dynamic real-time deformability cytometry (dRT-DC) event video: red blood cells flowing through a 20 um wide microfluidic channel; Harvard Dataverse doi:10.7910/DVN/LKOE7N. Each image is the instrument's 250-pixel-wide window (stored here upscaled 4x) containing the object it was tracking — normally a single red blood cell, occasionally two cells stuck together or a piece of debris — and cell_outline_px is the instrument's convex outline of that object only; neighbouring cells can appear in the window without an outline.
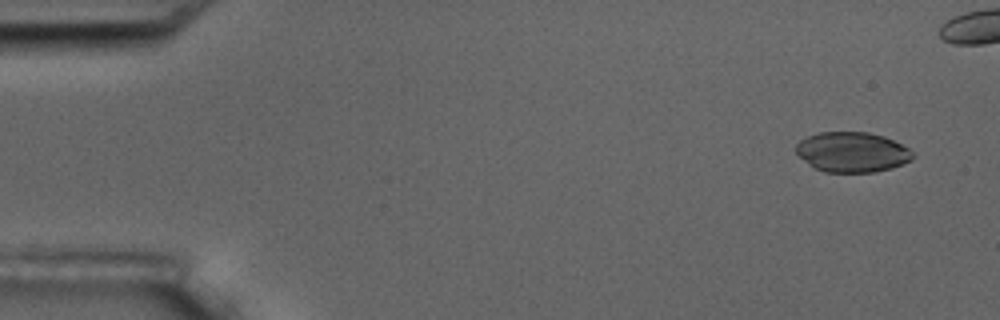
{"species": "common noctule bat (a hibernating species)", "species_latin": "Nyctalus noctula", "temperature_condition": "room temperature", "stored_images_in_passage": 7, "camera_frame_rate_fps": 3000, "um_per_image_px": 0.085, "animal": {"sex": "male", "body_mass_g": 17.5, "forearm_length_mm": 52.3}, "frame": {"image": 1, "passage_image": 1, "time_ms": 0.0, "image_size_px": [1000, 320], "cell_outline_px": [[916, 156], [912, 160], [892, 168], [876, 172], [824, 172], [816, 168], [800, 156], [796, 152], [796, 144], [800, 140], [808, 136], [820, 132], [868, 132], [884, 136], [908, 148]], "centroid_in_image_um": [72.46, 12.93], "position_along_channel_um": 12.5, "area_um2": 27.17}}